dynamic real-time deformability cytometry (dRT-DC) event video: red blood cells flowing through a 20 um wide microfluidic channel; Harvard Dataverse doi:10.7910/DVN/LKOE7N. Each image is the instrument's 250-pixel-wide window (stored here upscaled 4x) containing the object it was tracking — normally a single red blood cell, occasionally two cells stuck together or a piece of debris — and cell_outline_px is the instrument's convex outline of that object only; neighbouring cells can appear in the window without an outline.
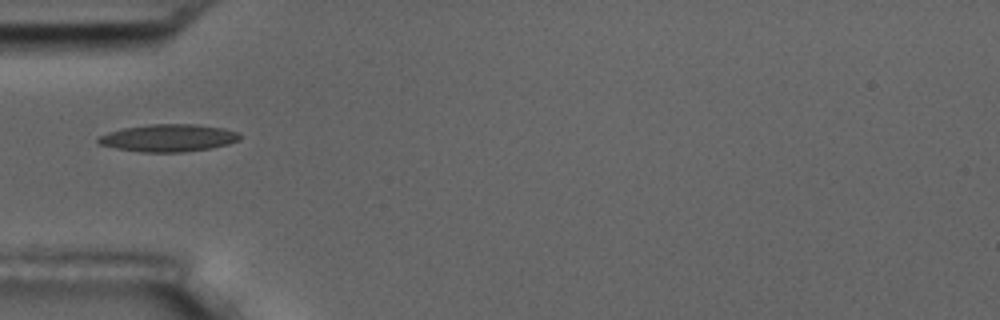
{"species": "common noctule bat (a hibernating species)", "species_latin": "Nyctalus noctula", "temperature_condition": "room temperature", "stored_images_in_passage": 10, "camera_frame_rate_fps": 3000, "um_per_image_px": 0.085, "animal": {"sex": "male", "body_mass_g": 17.5, "forearm_length_mm": 52.3}, "frame": {"image": 1, "passage_image": 5, "time_ms": 4.667, "image_size_px": [1000, 320], "cell_outline_px": [[240, 140], [228, 144], [212, 148], [184, 152], [140, 152], [116, 148], [100, 144], [96, 140], [100, 136], [108, 132], [124, 128], [148, 124], [196, 124], [224, 128], [236, 132], [240, 136]], "centroid_in_image_um": [14.33, 11.72], "position_along_channel_um": 70.7, "area_um2": 22.6}}
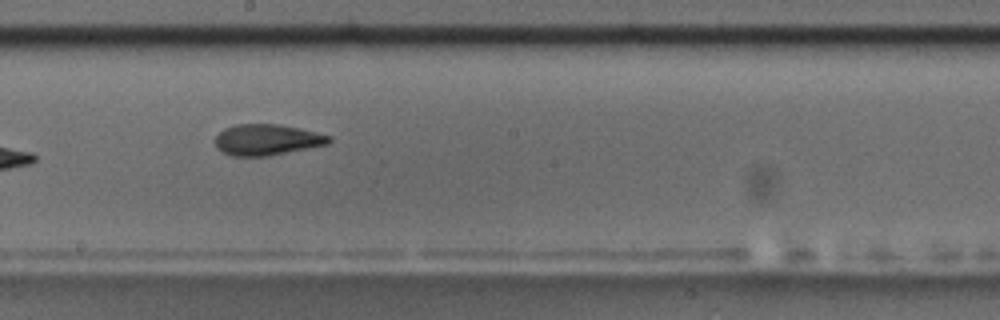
{"frame": {"image": 2, "passage_image": 9, "time_ms": 9.0, "image_size_px": [1000, 320], "cell_outline_px": [[332, 140], [328, 144], [268, 156], [232, 156], [220, 152], [216, 148], [212, 140], [224, 128], [236, 124], [280, 124], [332, 136]], "centroid_in_image_um": [22.63, 11.88], "position_along_channel_um": 225.6, "area_um2": 20.75}}
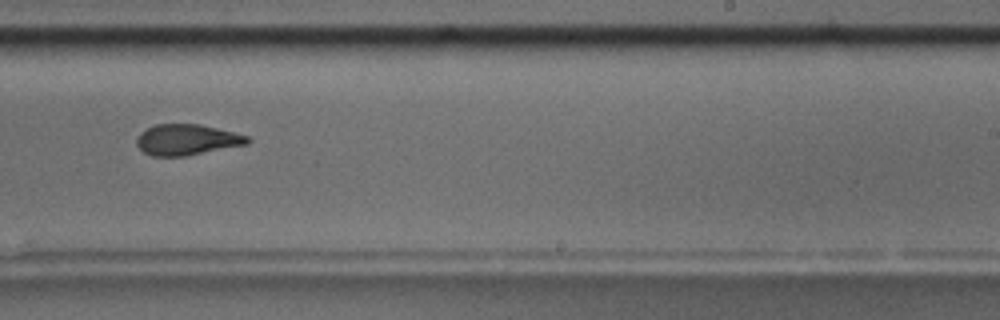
{"frame": {"image": 3, "passage_image": 10, "time_ms": 10.333, "image_size_px": [1000, 320], "cell_outline_px": [[252, 140], [248, 144], [184, 156], [152, 156], [144, 152], [136, 144], [136, 140], [140, 132], [156, 124], [200, 124], [248, 136]], "centroid_in_image_um": [15.88, 11.87], "position_along_channel_um": 273.1, "area_um2": 19.77}}